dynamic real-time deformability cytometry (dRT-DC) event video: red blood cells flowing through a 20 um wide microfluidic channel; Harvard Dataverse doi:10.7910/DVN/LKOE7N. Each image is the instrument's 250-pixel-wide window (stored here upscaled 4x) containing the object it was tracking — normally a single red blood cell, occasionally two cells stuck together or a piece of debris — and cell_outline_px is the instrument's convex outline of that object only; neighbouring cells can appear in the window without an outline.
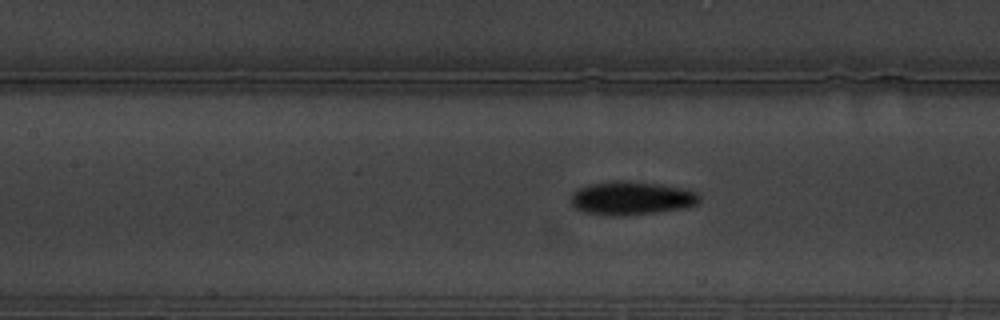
{"species": "common noctule bat (a hibernating species)", "species_latin": "Nyctalus noctula", "temperature_condition": "warm", "stored_images_in_passage": 11, "camera_frame_rate_fps": 3000, "um_per_image_px": 0.085, "animal": {"sex": "male", "body_mass_g": 19.5, "forearm_length_mm": 54.6}, "frame": {"image": 1, "passage_image": 8, "time_ms": 2.333, "image_size_px": [1000, 320], "cell_outline_px": [[700, 204], [684, 208], [656, 212], [616, 216], [584, 212], [576, 208], [572, 204], [572, 192], [576, 188], [588, 184], [612, 180], [628, 180], [660, 184], [684, 188], [696, 192], [700, 196]], "centroid_in_image_um": [53.68, 16.82], "position_along_channel_um": 153.7, "area_um2": 25.32}}